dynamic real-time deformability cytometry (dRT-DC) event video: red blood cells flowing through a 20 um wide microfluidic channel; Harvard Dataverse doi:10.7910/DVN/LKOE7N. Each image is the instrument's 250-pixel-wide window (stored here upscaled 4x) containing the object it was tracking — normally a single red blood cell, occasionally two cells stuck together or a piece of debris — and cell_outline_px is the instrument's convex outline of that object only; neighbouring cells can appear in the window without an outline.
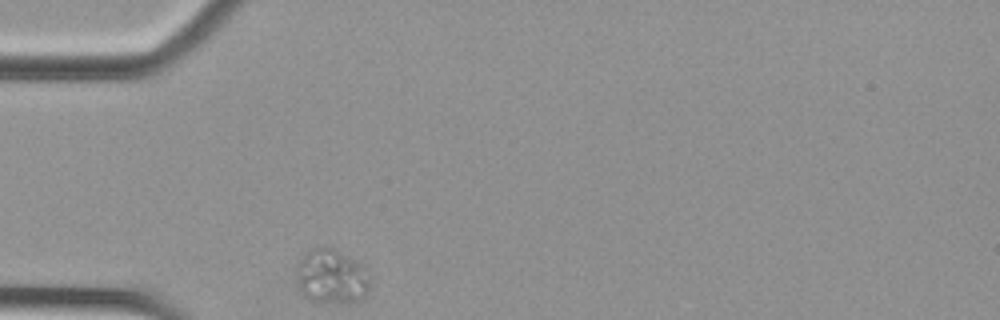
{"species": "Egyptian fruit bat (a non-hibernating species)", "species_latin": "Rousettus aegyptiacus", "temperature_condition": "cold", "stored_images_in_passage": 16, "camera_frame_rate_fps": 3000, "um_per_image_px": 0.085, "animal": {"sex": "female"}, "frame": {"image": 1, "passage_image": 1, "time_ms": 0.0, "image_size_px": [1000, 320], "cell_outline_px": [[368, 292], [360, 300], [312, 300], [304, 296], [296, 284], [296, 276], [304, 256], [312, 248], [332, 248], [360, 264], [368, 280]], "centroid_in_image_um": [28.14, 23.5], "position_along_channel_um": 56.9, "area_um2": 21.85}}
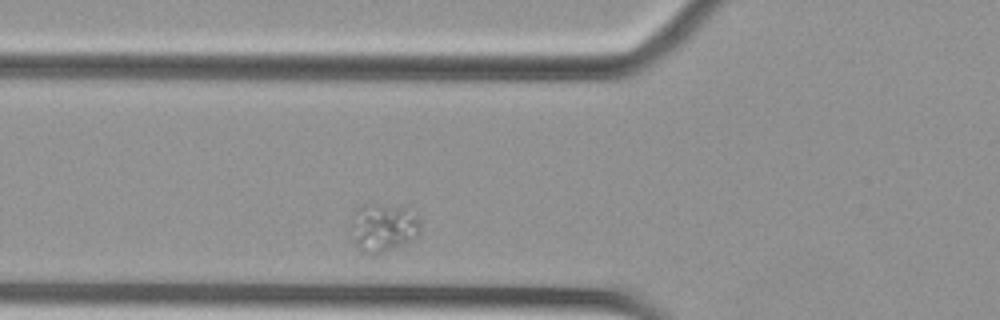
{"frame": {"image": 2, "passage_image": 5, "time_ms": 1.333, "image_size_px": [1000, 320], "cell_outline_px": [[420, 232], [408, 244], [372, 256], [368, 256], [360, 252], [356, 244], [352, 228], [352, 212], [360, 204], [400, 204], [416, 216], [420, 220]], "centroid_in_image_um": [32.58, 19.34], "position_along_channel_um": 93.2, "area_um2": 20.17}}
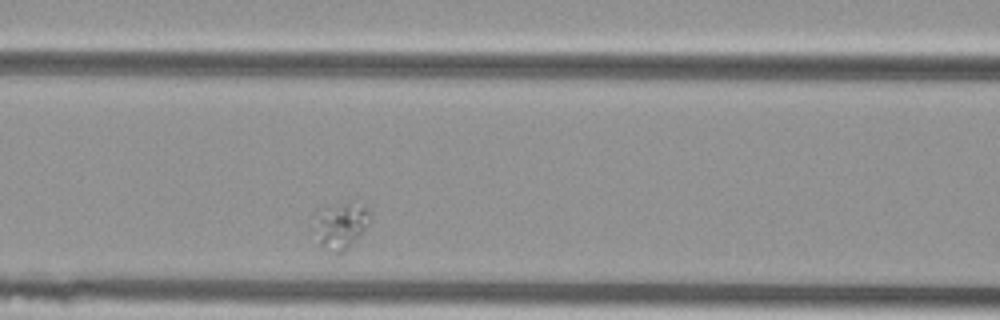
{"frame": {"image": 3, "passage_image": 9, "time_ms": 2.667, "image_size_px": [1000, 320], "cell_outline_px": [[368, 224], [348, 248], [344, 252], [332, 252], [320, 248], [312, 212], [316, 208], [324, 204], [348, 204], [368, 208]], "centroid_in_image_um": [28.83, 19.16], "position_along_channel_um": 137.8, "area_um2": 15.03}}